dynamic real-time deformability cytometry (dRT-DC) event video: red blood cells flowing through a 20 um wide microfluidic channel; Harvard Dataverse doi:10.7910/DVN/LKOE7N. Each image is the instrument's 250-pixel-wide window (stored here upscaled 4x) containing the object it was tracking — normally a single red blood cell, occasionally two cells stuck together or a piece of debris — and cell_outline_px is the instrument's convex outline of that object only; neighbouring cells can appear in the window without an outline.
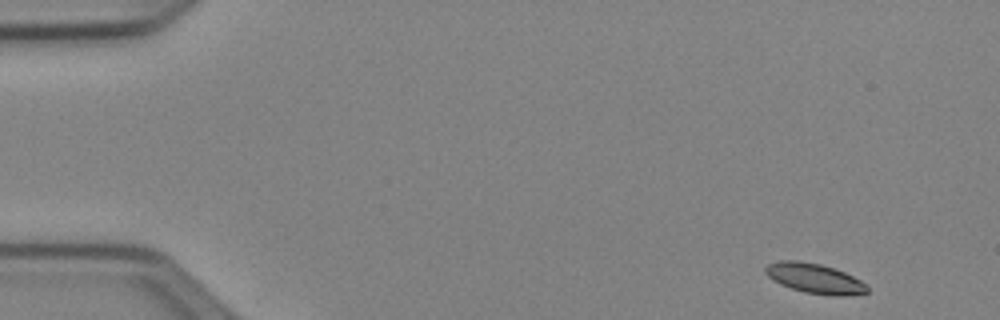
{"species": "Egyptian fruit bat (a non-hibernating species)", "species_latin": "Rousettus aegyptiacus", "temperature_condition": "cold", "stored_images_in_passage": 49, "camera_frame_rate_fps": 3000, "um_per_image_px": 0.085, "animal": {"sex": "female"}, "frame": {"image": 1, "passage_image": 1, "time_ms": 0.0, "image_size_px": [1000, 320], "cell_outline_px": [[868, 292], [840, 296], [832, 296], [804, 292], [780, 284], [772, 280], [764, 272], [764, 268], [768, 264], [780, 260], [796, 260], [820, 264], [844, 272], [860, 280], [868, 288]], "centroid_in_image_um": [69.2, 23.66], "position_along_channel_um": 15.8, "area_um2": 17.57}}
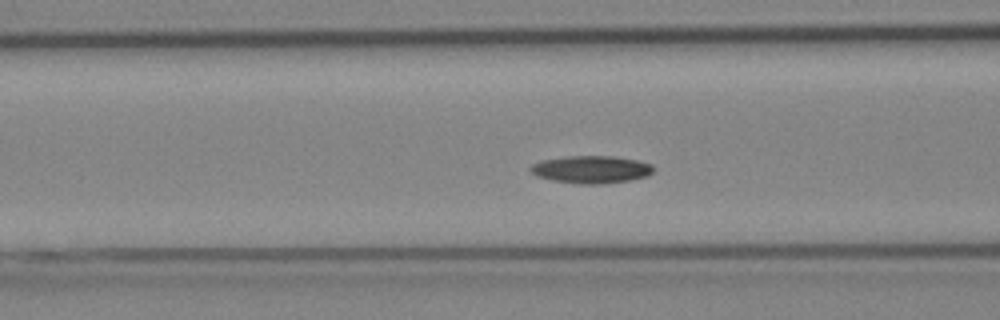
{"frame": {"image": 2, "passage_image": 18, "time_ms": 5.667, "image_size_px": [1000, 320], "cell_outline_px": [[656, 168], [648, 176], [632, 180], [600, 184], [580, 184], [552, 180], [536, 176], [528, 168], [532, 164], [540, 160], [568, 156], [612, 156], [636, 160], [652, 164]], "centroid_in_image_um": [50.26, 14.4], "position_along_channel_um": 116.3, "area_um2": 19.88}}
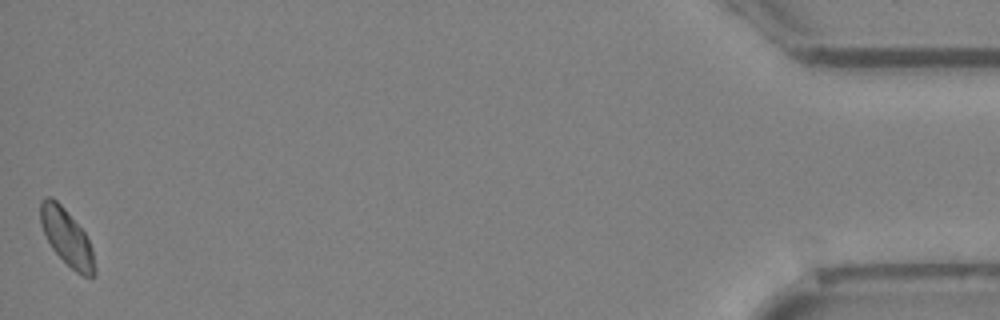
{"frame": {"image": 3, "passage_image": 49, "time_ms": 16.0, "image_size_px": [1000, 320], "cell_outline_px": [[96, 276], [84, 276], [76, 272], [52, 248], [40, 224], [40, 200], [44, 196], [52, 196], [64, 208], [84, 232], [92, 248], [96, 268]], "centroid_in_image_um": [5.67, 20.15], "position_along_channel_um": 429.5, "area_um2": 17.63}, "authors_computed_cell_mechanics": {"area_um2": 18.207, "velocity_mm_per_s": 3.913, "shape_relaxation_time_tau1_ms": 3.0655, "shape_relaxation_time_tau2_ms": null, "deformation_change_tau1": 0.0918, "deformation_change_tau2": null}}